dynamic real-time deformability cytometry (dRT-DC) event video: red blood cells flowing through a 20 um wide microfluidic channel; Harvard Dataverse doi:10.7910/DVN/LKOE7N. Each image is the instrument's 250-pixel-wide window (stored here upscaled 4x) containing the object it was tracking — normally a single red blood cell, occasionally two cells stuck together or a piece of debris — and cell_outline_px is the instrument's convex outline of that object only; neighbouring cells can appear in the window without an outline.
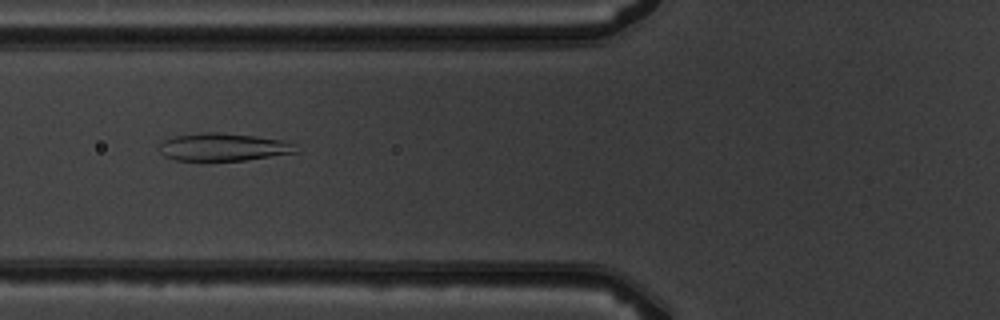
{"species": "common noctule bat (a hibernating species)", "species_latin": "Nyctalus noctula", "temperature_condition": "warm", "stored_images_in_passage": 6, "camera_frame_rate_fps": 3000, "um_per_image_px": 0.085, "animal": {"sex": "male", "body_mass_g": 19.5, "forearm_length_mm": 54.6}, "frame": {"image": 1, "passage_image": 4, "time_ms": 3.333, "image_size_px": [1000, 320], "cell_outline_px": [[300, 152], [244, 160], [176, 160], [164, 156], [160, 152], [160, 144], [164, 140], [176, 136], [204, 132], [220, 132], [252, 136], [280, 140], [292, 144]], "centroid_in_image_um": [18.95, 12.5], "position_along_channel_um": 106.8, "area_um2": 21.68}}